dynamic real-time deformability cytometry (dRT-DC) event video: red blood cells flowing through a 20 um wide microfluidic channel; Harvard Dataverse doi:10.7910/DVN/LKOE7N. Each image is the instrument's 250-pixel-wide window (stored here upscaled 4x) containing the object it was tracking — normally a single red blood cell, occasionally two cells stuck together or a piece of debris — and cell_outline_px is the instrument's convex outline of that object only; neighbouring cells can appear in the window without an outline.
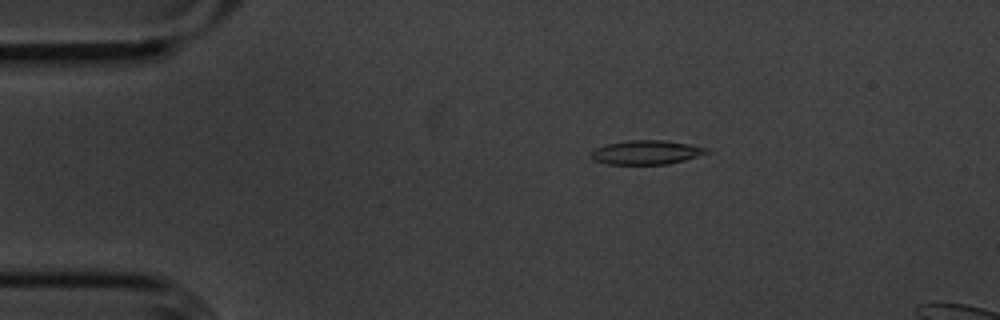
{"species": "common noctule bat (a hibernating species)", "species_latin": "Nyctalus noctula", "temperature_condition": "cold", "stored_images_in_passage": 50, "camera_frame_rate_fps": 3000, "um_per_image_px": 0.085, "animal": {"sex": "male", "body_mass_g": 20.1, "forearm_length_mm": 53.5}, "frame": {"image": 1, "passage_image": 5, "time_ms": 1.333, "image_size_px": [1000, 320], "cell_outline_px": [[708, 152], [684, 160], [668, 164], [604, 164], [592, 160], [588, 152], [596, 148], [608, 144], [632, 140], [664, 140], [688, 144], [708, 148]], "centroid_in_image_um": [54.86, 12.96], "position_along_channel_um": 30.1, "area_um2": 16.13}}
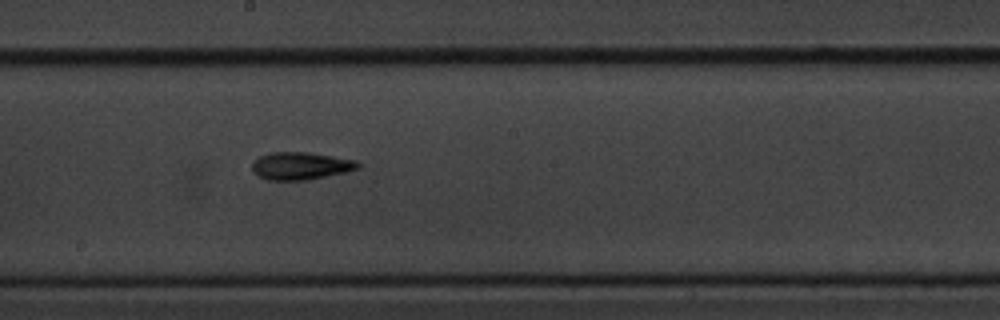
{"frame": {"image": 2, "passage_image": 25, "time_ms": 8.0, "image_size_px": [1000, 320], "cell_outline_px": [[360, 168], [344, 172], [304, 180], [268, 180], [252, 172], [252, 164], [260, 156], [272, 152], [308, 152], [356, 160], [360, 164]], "centroid_in_image_um": [25.55, 14.09], "position_along_channel_um": 222.7, "area_um2": 16.76}}
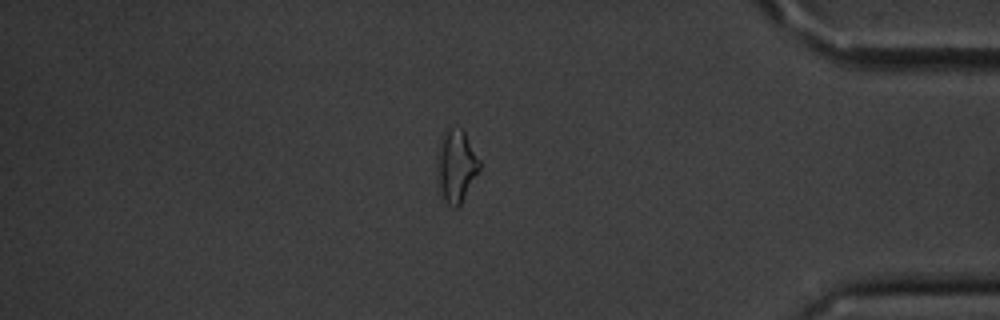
{"frame": {"image": 3, "passage_image": 42, "time_ms": 13.667, "image_size_px": [1000, 320], "cell_outline_px": [[480, 168], [460, 204], [456, 208], [448, 204], [444, 200], [440, 188], [436, 168], [436, 156], [440, 136], [448, 128], [460, 128], [464, 132], [480, 160]], "centroid_in_image_um": [38.74, 14.07], "position_along_channel_um": 396.5, "area_um2": 17.74}, "authors_computed_cell_mechanics": {"area_um2": 16.1551, "velocity_mm_per_s": 3.612, "shape_relaxation_time_tau1_ms": 3.1381, "shape_relaxation_time_tau2_ms": 7.5565, "deformation_change_tau1": 0.1469, "deformation_change_tau2": 0.2}}